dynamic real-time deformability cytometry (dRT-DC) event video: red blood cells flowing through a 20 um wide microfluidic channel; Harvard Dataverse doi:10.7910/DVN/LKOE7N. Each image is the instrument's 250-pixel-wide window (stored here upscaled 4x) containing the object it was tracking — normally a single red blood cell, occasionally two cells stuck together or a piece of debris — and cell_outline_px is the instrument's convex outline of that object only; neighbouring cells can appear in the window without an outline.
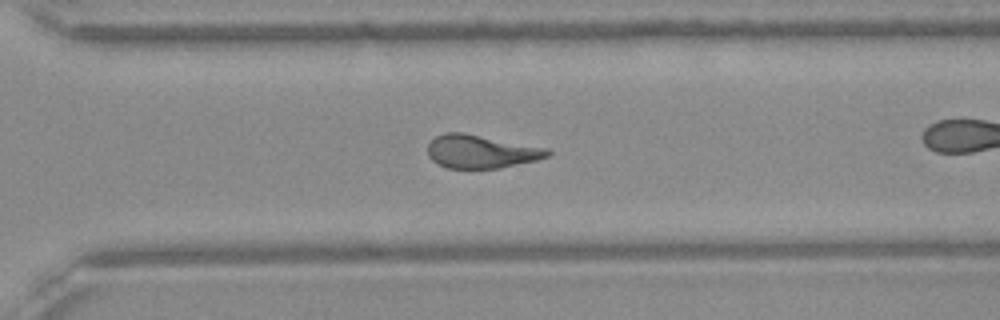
{"species": "Egyptian fruit bat (a non-hibernating species)", "species_latin": "Rousettus aegyptiacus", "temperature_condition": "warm", "stored_images_in_passage": 40, "camera_frame_rate_fps": 3000, "um_per_image_px": 0.085, "frame": {"image": 1, "passage_image": 34, "time_ms": 11.0, "image_size_px": [1000, 320], "cell_outline_px": [[552, 152], [548, 156], [536, 160], [500, 168], [448, 168], [436, 164], [428, 156], [428, 144], [436, 136], [444, 132], [464, 132], [548, 148]], "centroid_in_image_um": [40.87, 12.87], "position_along_channel_um": 329.7, "area_um2": 23.35}}